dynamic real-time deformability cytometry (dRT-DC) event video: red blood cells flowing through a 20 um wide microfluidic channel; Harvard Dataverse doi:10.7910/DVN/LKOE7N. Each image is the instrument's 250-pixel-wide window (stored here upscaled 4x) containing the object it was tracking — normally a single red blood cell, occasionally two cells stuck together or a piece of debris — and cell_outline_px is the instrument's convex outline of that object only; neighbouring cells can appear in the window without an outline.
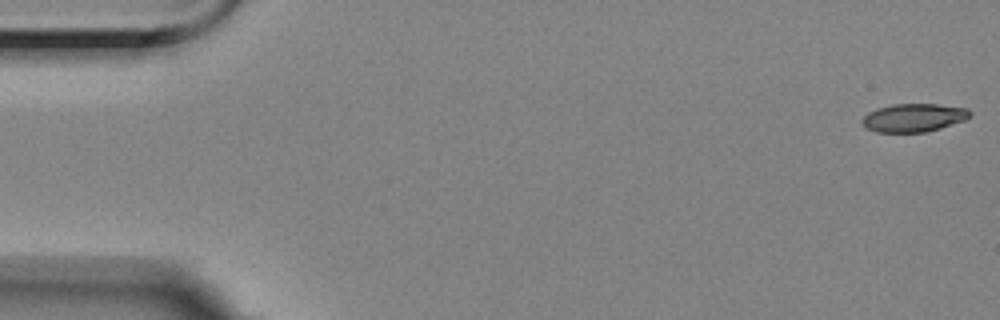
{"species": "Egyptian fruit bat (a non-hibernating species)", "species_latin": "Rousettus aegyptiacus", "temperature_condition": "room temperature", "stored_images_in_passage": 17, "camera_frame_rate_fps": 3000, "um_per_image_px": 0.085, "animal": {"sex": "female"}, "frame": {"image": 1, "passage_image": 1, "time_ms": 0.0, "image_size_px": [1000, 320], "cell_outline_px": [[972, 116], [964, 120], [940, 128], [924, 132], [876, 132], [864, 128], [860, 120], [868, 112], [876, 108], [892, 104], [936, 104], [968, 108], [972, 112]], "centroid_in_image_um": [77.64, 10.0], "position_along_channel_um": 7.4, "area_um2": 17.92}}
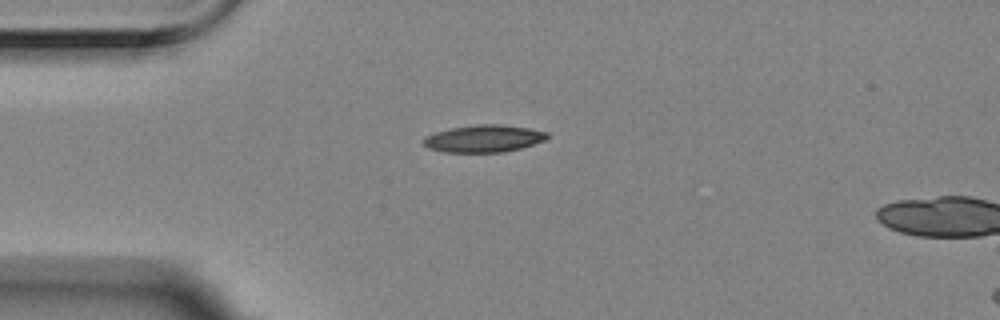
{"frame": {"image": 2, "passage_image": 14, "time_ms": 4.333, "image_size_px": [1000, 320], "cell_outline_px": [[548, 136], [544, 140], [520, 148], [504, 152], [444, 152], [428, 148], [420, 144], [420, 140], [424, 136], [436, 132], [452, 128], [480, 124], [500, 124], [528, 128], [548, 132]], "centroid_in_image_um": [41.05, 11.78], "position_along_channel_um": 44.0, "area_um2": 19.65}}